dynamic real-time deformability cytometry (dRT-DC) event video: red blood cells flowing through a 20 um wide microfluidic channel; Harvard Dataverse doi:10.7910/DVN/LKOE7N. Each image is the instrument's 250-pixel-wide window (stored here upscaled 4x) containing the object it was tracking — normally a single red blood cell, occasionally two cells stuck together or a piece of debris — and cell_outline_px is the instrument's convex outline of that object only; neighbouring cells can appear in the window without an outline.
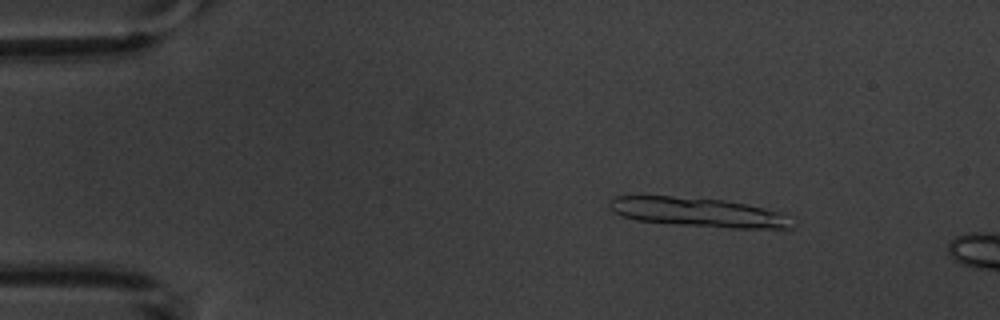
{"species": "common noctule bat (a hibernating species)", "species_latin": "Nyctalus noctula", "temperature_condition": "warm", "stored_images_in_passage": 5, "camera_frame_rate_fps": 3000, "um_per_image_px": 0.085, "animal": {"sex": "male", "body_mass_g": 20.1, "forearm_length_mm": 53.5}, "frame": {"image": 1, "passage_image": 3, "time_ms": 2.0, "image_size_px": [1000, 320], "cell_outline_px": [[796, 224], [792, 228], [728, 228], [680, 224], [636, 220], [620, 216], [608, 208], [608, 200], [616, 196], [672, 196], [724, 200], [744, 204], [776, 212]], "centroid_in_image_um": [59.22, 18.04], "position_along_channel_um": 25.8, "area_um2": 30.58}}